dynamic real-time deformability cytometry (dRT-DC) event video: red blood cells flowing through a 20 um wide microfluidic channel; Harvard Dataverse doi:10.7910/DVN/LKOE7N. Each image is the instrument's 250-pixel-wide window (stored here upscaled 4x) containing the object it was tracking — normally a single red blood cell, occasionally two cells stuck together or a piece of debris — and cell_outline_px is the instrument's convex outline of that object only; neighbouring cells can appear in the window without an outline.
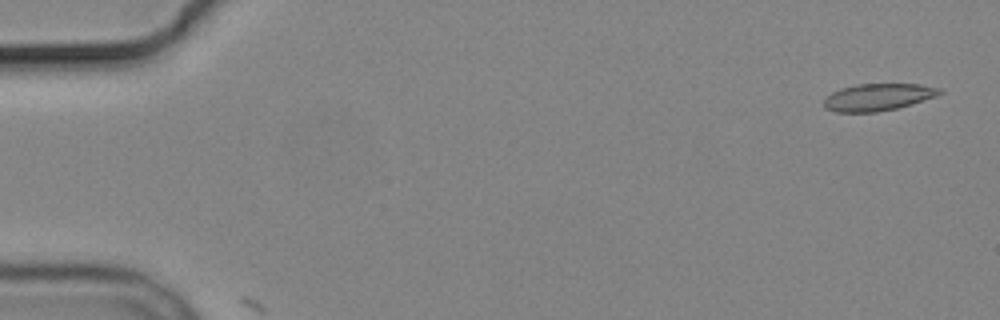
{"species": "common noctule bat (a hibernating species)", "species_latin": "Nyctalus noctula", "temperature_condition": "cold", "stored_images_in_passage": 7, "camera_frame_rate_fps": 3000, "um_per_image_px": 0.085, "animal": {"sex": "male", "body_mass_g": 19.2, "forearm_length_mm": 51.8}, "frame": {"image": 1, "passage_image": 1, "time_ms": 0.0, "image_size_px": [1000, 320], "cell_outline_px": [[944, 92], [936, 96], [912, 104], [896, 108], [876, 112], [836, 112], [824, 108], [824, 100], [832, 92], [840, 88], [856, 84], [920, 84], [940, 88]], "centroid_in_image_um": [74.63, 8.25], "position_along_channel_um": 10.4, "area_um2": 18.26}}
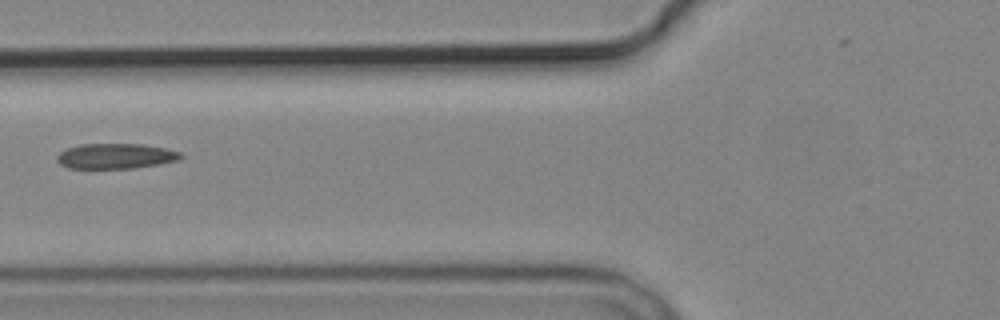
{"frame": {"image": 2, "passage_image": 6, "time_ms": 6.667, "image_size_px": [1000, 320], "cell_outline_px": [[184, 156], [180, 160], [160, 164], [136, 168], [68, 168], [60, 164], [56, 160], [56, 156], [60, 152], [68, 148], [80, 144], [140, 144], [164, 148], [180, 152]], "centroid_in_image_um": [9.84, 13.27], "position_along_channel_um": 116.0, "area_um2": 18.26}}
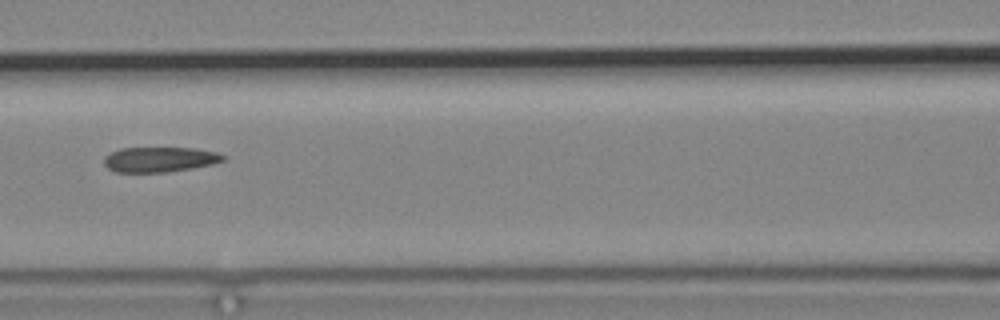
{"frame": {"image": 3, "passage_image": 7, "time_ms": 7.667, "image_size_px": [1000, 320], "cell_outline_px": [[224, 160], [212, 164], [192, 168], [164, 172], [116, 172], [108, 168], [104, 164], [104, 156], [120, 148], [192, 148], [216, 152], [224, 156]], "centroid_in_image_um": [13.54, 13.55], "position_along_channel_um": 153.1, "area_um2": 17.22}}